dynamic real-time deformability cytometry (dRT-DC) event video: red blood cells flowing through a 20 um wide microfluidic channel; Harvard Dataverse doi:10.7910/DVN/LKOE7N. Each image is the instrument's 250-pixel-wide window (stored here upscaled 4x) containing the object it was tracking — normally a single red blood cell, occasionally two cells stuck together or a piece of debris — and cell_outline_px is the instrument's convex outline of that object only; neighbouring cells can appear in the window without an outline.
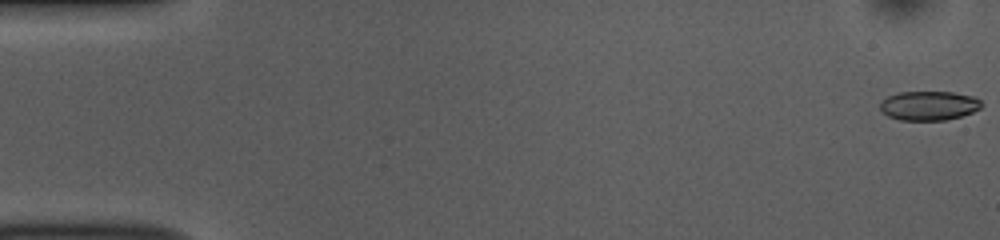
{"species": "common noctule bat (a hibernating species)", "species_latin": "Nyctalus noctula", "temperature_condition": "room temperature", "stored_images_in_passage": 54, "camera_frame_rate_fps": 3000, "um_per_image_px": 0.085, "animal": {"sex": "female", "body_mass_g": 10.0, "forearm_length_mm": 53.1}, "frame": {"image": 1, "passage_image": 1, "time_ms": 0.0, "image_size_px": [1000, 240], "cell_outline_px": [[984, 104], [980, 108], [972, 112], [960, 116], [944, 120], [900, 120], [888, 116], [880, 108], [880, 100], [888, 96], [900, 92], [952, 92], [972, 96], [980, 100]], "centroid_in_image_um": [78.95, 8.97], "position_along_channel_um": 6.1, "area_um2": 17.22}}
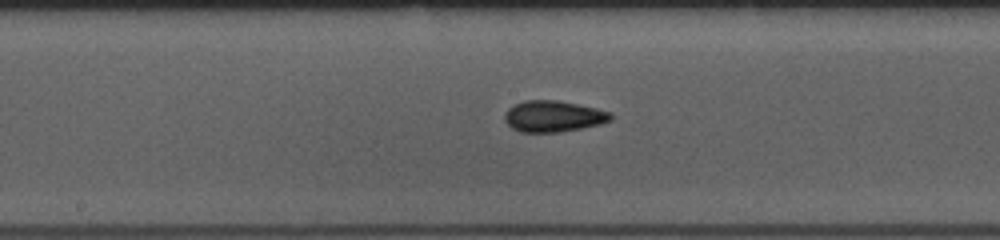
{"frame": {"image": 2, "passage_image": 28, "time_ms": 9.0, "image_size_px": [1000, 240], "cell_outline_px": [[612, 120], [600, 124], [560, 132], [520, 132], [512, 128], [504, 120], [504, 116], [508, 108], [524, 100], [556, 100], [596, 108], [612, 112]], "centroid_in_image_um": [47.03, 9.88], "position_along_channel_um": 201.2, "area_um2": 19.25}}
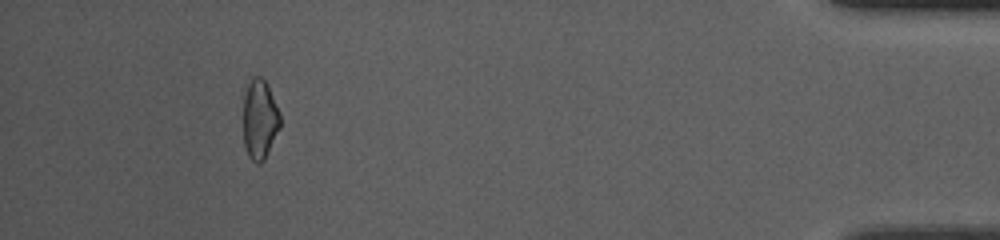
{"frame": {"image": 3, "passage_image": 50, "time_ms": 16.333, "image_size_px": [1000, 240], "cell_outline_px": [[280, 128], [264, 160], [260, 164], [256, 164], [248, 156], [244, 148], [244, 92], [252, 76], [260, 76], [264, 80], [280, 112]], "centroid_in_image_um": [22.07, 10.18], "position_along_channel_um": 413.1, "area_um2": 17.11}, "authors_computed_cell_mechanics": {"area_um2": 18.0625, "velocity_mm_per_s": 3.7434, "shape_relaxation_time_tau1_ms": 5.7567, "shape_relaxation_time_tau2_ms": 2.3769, "deformation_change_tau1": 0.1126, "deformation_change_tau2": 0.084}}